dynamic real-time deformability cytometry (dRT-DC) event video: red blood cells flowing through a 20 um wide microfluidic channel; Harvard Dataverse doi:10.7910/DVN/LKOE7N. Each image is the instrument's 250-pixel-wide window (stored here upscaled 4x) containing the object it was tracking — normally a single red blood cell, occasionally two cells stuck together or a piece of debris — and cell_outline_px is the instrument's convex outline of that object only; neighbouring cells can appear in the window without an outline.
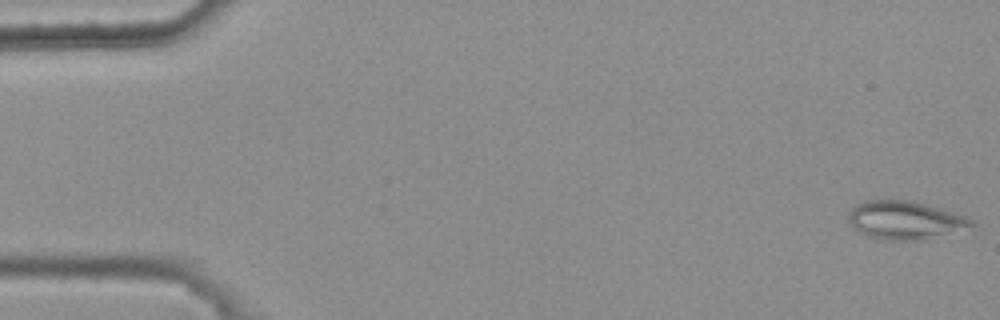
{"species": "common noctule bat (a hibernating species)", "species_latin": "Nyctalus noctula", "temperature_condition": "warm", "stored_images_in_passage": 47, "camera_frame_rate_fps": 3000, "um_per_image_px": 0.085, "animal": {"sex": "female", "body_mass_g": 25.1}, "frame": {"image": 1, "passage_image": 1, "time_ms": 0.0, "image_size_px": [1000, 320], "cell_outline_px": [[976, 224], [916, 240], [884, 240], [864, 236], [848, 220], [848, 212], [856, 204], [868, 200], [912, 200], [952, 212], [964, 216], [972, 220]], "centroid_in_image_um": [76.8, 18.69], "position_along_channel_um": 8.2, "area_um2": 26.59}}
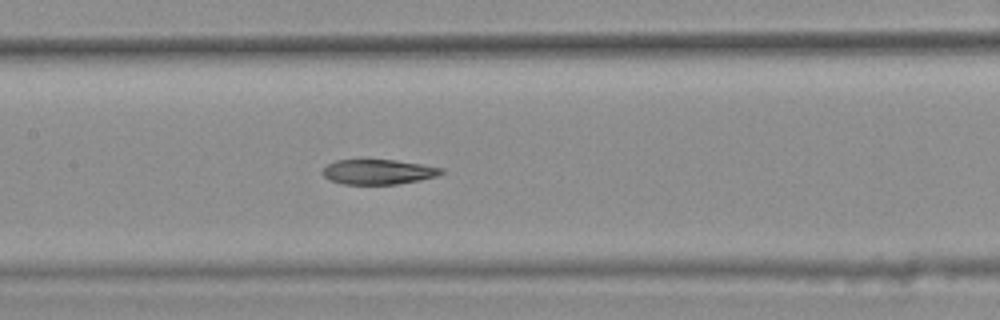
{"frame": {"image": 2, "passage_image": 26, "time_ms": 8.333, "image_size_px": [1000, 320], "cell_outline_px": [[444, 172], [436, 176], [420, 180], [396, 184], [344, 184], [328, 180], [324, 176], [324, 168], [328, 164], [336, 160], [396, 160], [444, 168]], "centroid_in_image_um": [32.16, 14.61], "position_along_channel_um": 175.2, "area_um2": 17.11}}
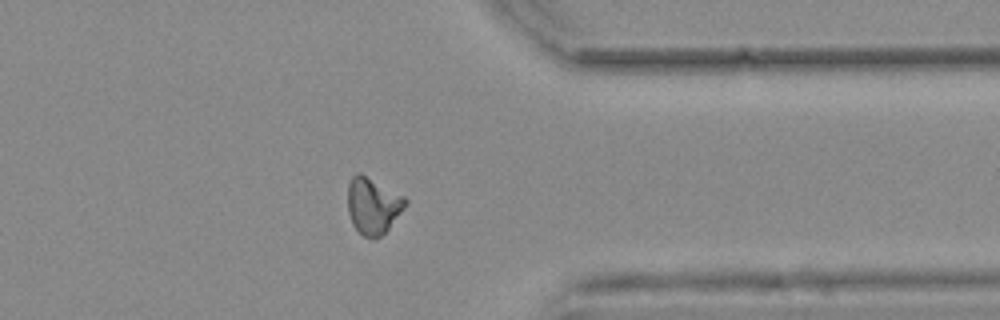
{"frame": {"image": 3, "passage_image": 43, "time_ms": 14.0, "image_size_px": [1000, 320], "cell_outline_px": [[408, 204], [388, 228], [376, 240], [372, 240], [364, 236], [352, 224], [348, 212], [348, 184], [352, 176], [356, 172], [360, 172], [404, 196], [408, 200]], "centroid_in_image_um": [31.7, 17.48], "position_along_channel_um": 379.7, "area_um2": 19.02}, "authors_computed_cell_mechanics": {"area_um2": 18.9584, "velocity_mm_per_s": 3.7457, "shape_relaxation_time_tau1_ms": null, "shape_relaxation_time_tau2_ms": 4.0359, "deformation_change_tau1": null, "deformation_change_tau2": 0.1183}}